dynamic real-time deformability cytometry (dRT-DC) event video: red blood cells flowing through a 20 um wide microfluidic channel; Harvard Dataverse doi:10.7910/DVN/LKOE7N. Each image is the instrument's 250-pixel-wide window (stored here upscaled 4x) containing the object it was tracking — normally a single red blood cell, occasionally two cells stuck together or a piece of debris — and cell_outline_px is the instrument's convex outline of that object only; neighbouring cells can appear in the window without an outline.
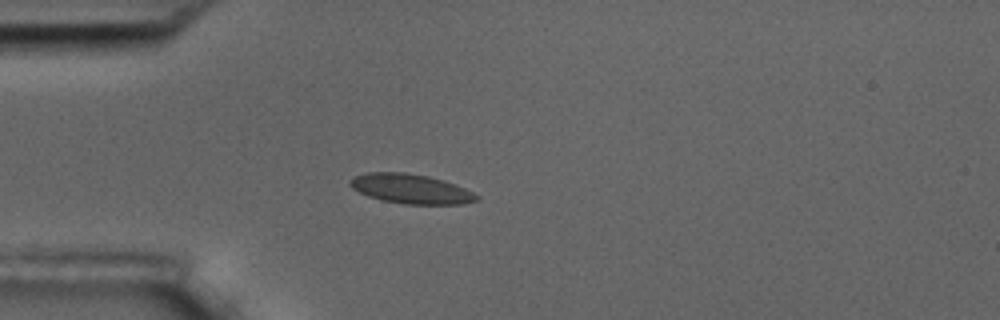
{"species": "common noctule bat (a hibernating species)", "species_latin": "Nyctalus noctula", "temperature_condition": "room temperature", "stored_images_in_passage": 23, "camera_frame_rate_fps": 3000, "um_per_image_px": 0.085, "animal": {"sex": "male", "body_mass_g": 17.5, "forearm_length_mm": 52.3}, "frame": {"image": 1, "passage_image": 1, "time_ms": 0.0, "image_size_px": [1000, 320], "cell_outline_px": [[480, 200], [464, 204], [404, 204], [380, 200], [368, 196], [352, 188], [348, 184], [348, 180], [356, 176], [368, 172], [404, 172], [428, 176], [444, 180], [464, 188], [480, 196]], "centroid_in_image_um": [34.93, 16.05], "position_along_channel_um": 50.1, "area_um2": 21.91}}
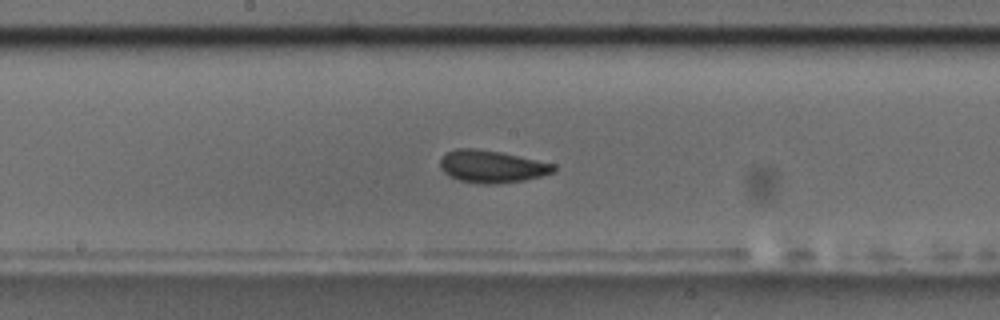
{"frame": {"image": 2, "passage_image": 15, "time_ms": 4.667, "image_size_px": [1000, 320], "cell_outline_px": [[556, 172], [524, 180], [496, 184], [480, 184], [460, 180], [448, 176], [440, 168], [440, 160], [448, 152], [456, 148], [472, 148], [500, 152], [556, 164]], "centroid_in_image_um": [41.81, 14.16], "position_along_channel_um": 206.4, "area_um2": 21.39}}
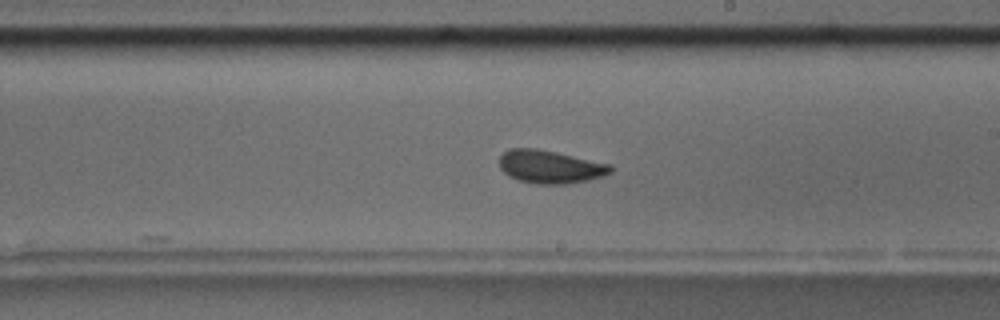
{"frame": {"image": 3, "passage_image": 18, "time_ms": 5.667, "image_size_px": [1000, 320], "cell_outline_px": [[612, 172], [604, 176], [588, 180], [564, 184], [536, 184], [516, 180], [508, 176], [500, 168], [500, 156], [508, 148], [536, 148], [556, 152], [612, 164]], "centroid_in_image_um": [46.76, 14.18], "position_along_channel_um": 242.2, "area_um2": 21.62}}